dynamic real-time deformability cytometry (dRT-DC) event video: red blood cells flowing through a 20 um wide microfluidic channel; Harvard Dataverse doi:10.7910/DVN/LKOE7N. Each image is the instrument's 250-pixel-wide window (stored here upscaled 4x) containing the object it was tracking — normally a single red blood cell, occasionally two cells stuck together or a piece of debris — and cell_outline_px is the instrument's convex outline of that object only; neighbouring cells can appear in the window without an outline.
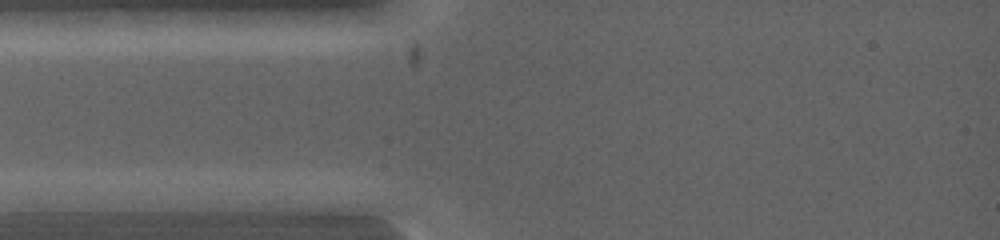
{"species": "common noctule bat (a hibernating species)", "species_latin": "Nyctalus noctula", "temperature_condition": "warm", "stored_images_in_passage": 3, "camera_frame_rate_fps": 5000, "um_per_image_px": 0.085, "animal": {"sex": "female", "body_mass_g": 19.0, "forearm_length_mm": 53.3}, "frame": {"image": 1, "passage_image": 2, "time_ms": 0.6, "image_size_px": [1000, 240], "cell_outline_px": [[124, 200], [112, 212], [28, 212], [12, 200], [80, 192], [104, 192]], "centroid_in_image_um": [6.09, 17.25], "position_along_channel_um": 78.9, "area_um2": 12.43}}